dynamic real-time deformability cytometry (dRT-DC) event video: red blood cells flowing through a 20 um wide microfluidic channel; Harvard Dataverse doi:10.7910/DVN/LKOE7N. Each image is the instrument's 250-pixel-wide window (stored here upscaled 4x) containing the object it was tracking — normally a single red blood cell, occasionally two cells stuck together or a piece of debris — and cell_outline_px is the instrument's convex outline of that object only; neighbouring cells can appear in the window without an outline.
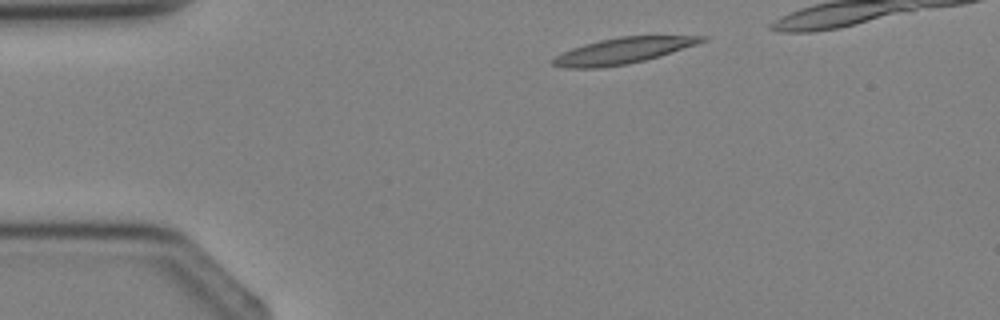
{"species": "Egyptian fruit bat (a non-hibernating species)", "species_latin": "Rousettus aegyptiacus", "temperature_condition": "cold", "stored_images_in_passage": 3, "camera_frame_rate_fps": 3000, "um_per_image_px": 0.085, "animal": {"sex": "female"}, "frame": {"image": 1, "passage_image": 1, "time_ms": 0.0, "image_size_px": [1000, 320], "cell_outline_px": [[708, 40], [696, 44], [644, 60], [628, 64], [600, 68], [568, 68], [552, 64], [552, 60], [556, 56], [572, 48], [584, 44], [600, 40], [620, 36], [708, 36]], "centroid_in_image_um": [52.93, 4.31], "position_along_channel_um": 32.1, "area_um2": 22.14}}